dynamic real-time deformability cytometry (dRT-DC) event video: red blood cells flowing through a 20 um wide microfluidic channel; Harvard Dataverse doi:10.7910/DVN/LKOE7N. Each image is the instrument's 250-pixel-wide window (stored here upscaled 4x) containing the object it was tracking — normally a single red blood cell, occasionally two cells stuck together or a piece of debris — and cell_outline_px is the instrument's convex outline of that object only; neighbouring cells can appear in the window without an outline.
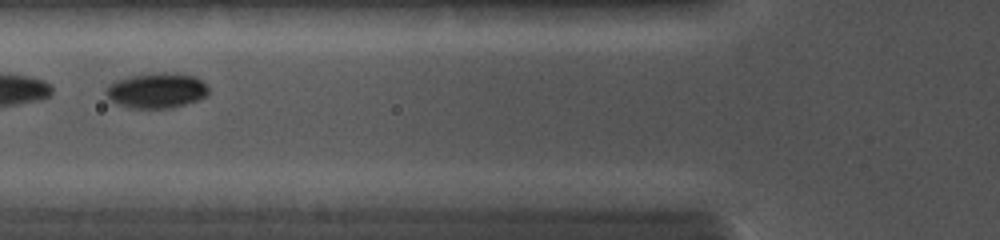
{"species": "common noctule bat (a hibernating species)", "species_latin": "Nyctalus noctula", "temperature_condition": "cold", "stored_images_in_passage": 20, "camera_frame_rate_fps": 5000, "um_per_image_px": 0.085, "animal": {"sex": "female", "body_mass_g": 19.0, "forearm_length_mm": 56.7}, "frame": {"image": 1, "passage_image": 4, "time_ms": 1.2, "image_size_px": [1000, 240], "cell_outline_px": [[208, 96], [172, 108], [132, 108], [116, 104], [104, 92], [104, 88], [108, 84], [116, 80], [132, 76], [160, 72], [164, 72], [192, 76], [200, 80], [208, 88]], "centroid_in_image_um": [13.27, 7.7], "position_along_channel_um": 112.5, "area_um2": 20.87}}
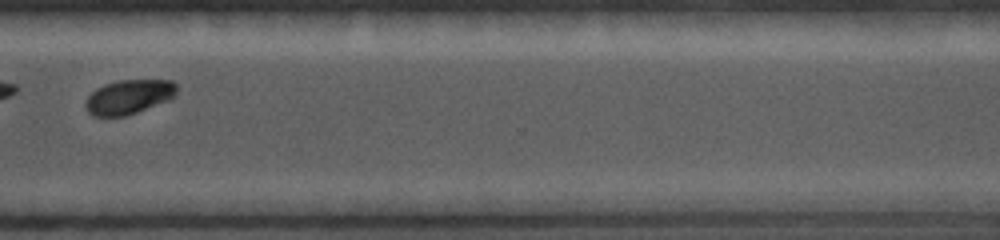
{"frame": {"image": 2, "passage_image": 15, "time_ms": 6.8, "image_size_px": [1000, 240], "cell_outline_px": [[176, 92], [168, 100], [136, 112], [124, 116], [92, 116], [84, 108], [84, 104], [88, 96], [96, 88], [104, 84], [120, 80], [172, 80], [176, 84]], "centroid_in_image_um": [10.9, 8.23], "position_along_channel_um": 359.7, "area_um2": 18.15}}